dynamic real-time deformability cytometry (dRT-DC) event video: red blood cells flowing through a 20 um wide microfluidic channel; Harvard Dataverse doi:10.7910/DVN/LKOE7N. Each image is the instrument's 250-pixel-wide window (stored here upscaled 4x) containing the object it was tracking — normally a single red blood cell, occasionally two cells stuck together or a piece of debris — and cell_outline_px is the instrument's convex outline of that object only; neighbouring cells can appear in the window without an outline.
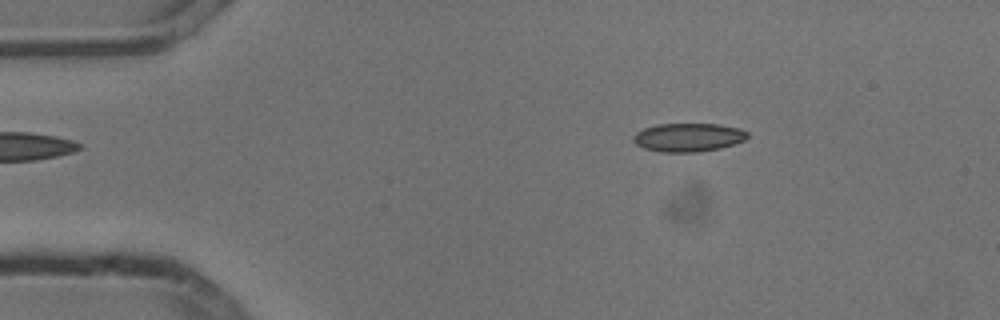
{"species": "common noctule bat (a hibernating species)", "species_latin": "Nyctalus noctula", "temperature_condition": "cold", "stored_images_in_passage": 4, "camera_frame_rate_fps": 3000, "um_per_image_px": 0.085, "animal": {"sex": "male", "body_mass_g": 13.3}, "frame": {"image": 1, "passage_image": 2, "time_ms": 0.333, "image_size_px": [1000, 320], "cell_outline_px": [[748, 136], [744, 140], [720, 148], [696, 152], [660, 152], [644, 148], [636, 144], [632, 140], [632, 136], [636, 132], [644, 128], [656, 124], [716, 124], [740, 128], [748, 132]], "centroid_in_image_um": [58.47, 11.67], "position_along_channel_um": 26.5, "area_um2": 18.96}}